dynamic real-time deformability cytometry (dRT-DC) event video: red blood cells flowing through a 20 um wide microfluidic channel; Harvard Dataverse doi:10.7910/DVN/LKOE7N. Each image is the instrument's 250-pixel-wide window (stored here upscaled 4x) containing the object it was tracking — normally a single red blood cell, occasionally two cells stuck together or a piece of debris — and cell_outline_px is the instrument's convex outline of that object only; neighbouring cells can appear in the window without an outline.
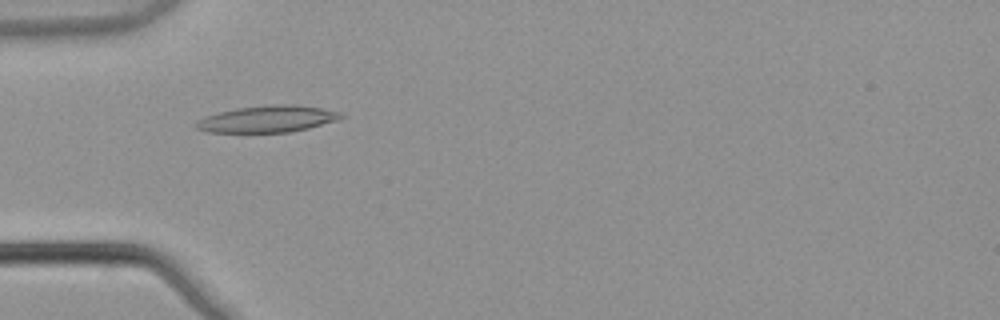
{"species": "common noctule bat (a hibernating species)", "species_latin": "Nyctalus noctula", "temperature_condition": "warm", "stored_images_in_passage": 6, "camera_frame_rate_fps": 3000, "um_per_image_px": 0.085, "animal": {"sex": "male", "body_mass_g": 21.5, "forearm_length_mm": 52.0}, "frame": {"image": 1, "passage_image": 5, "time_ms": 1.333, "image_size_px": [1000, 320], "cell_outline_px": [[344, 116], [336, 120], [308, 128], [292, 132], [208, 132], [196, 128], [196, 120], [220, 112], [236, 108], [272, 104], [296, 104], [344, 112]], "centroid_in_image_um": [22.77, 10.1], "position_along_channel_um": 62.2, "area_um2": 22.43}}
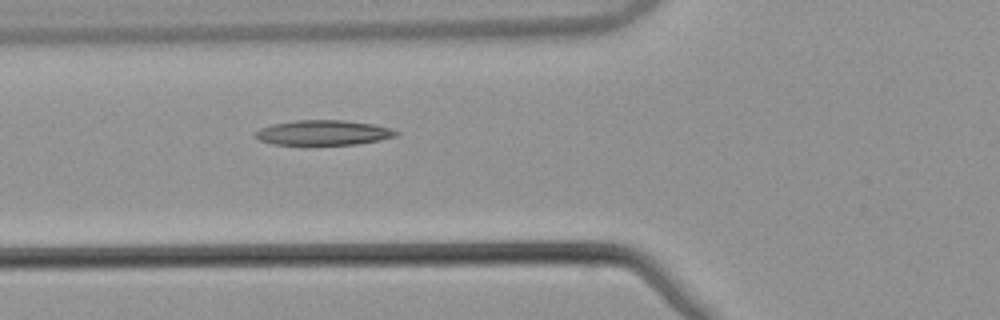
{"frame": {"image": 2, "passage_image": 6, "time_ms": 1.667, "image_size_px": [1000, 320], "cell_outline_px": [[400, 132], [396, 136], [380, 140], [356, 144], [272, 144], [260, 140], [252, 136], [260, 128], [272, 124], [296, 120], [344, 120], [376, 124], [392, 128]], "centroid_in_image_um": [27.51, 11.26], "position_along_channel_um": 98.3, "area_um2": 20.52}}